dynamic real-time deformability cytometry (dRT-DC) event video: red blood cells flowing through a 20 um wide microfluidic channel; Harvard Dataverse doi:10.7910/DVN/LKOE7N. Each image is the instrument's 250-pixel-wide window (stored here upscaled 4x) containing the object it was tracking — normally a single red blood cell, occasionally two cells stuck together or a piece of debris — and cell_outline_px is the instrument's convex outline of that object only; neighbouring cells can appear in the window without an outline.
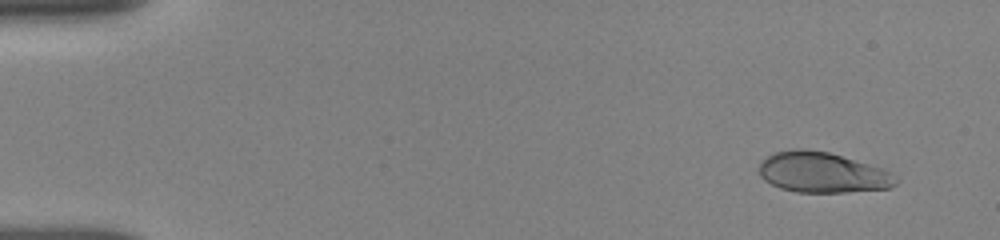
{"species": "human", "species_latin": "Homo sapiens", "temperature_condition": "room temperature", "stored_images_in_passage": 25, "camera_frame_rate_fps": 3000, "um_per_image_px": 0.085, "donor": {"sex": "female"}, "frame": {"image": 1, "passage_image": 2, "time_ms": 0.667, "image_size_px": [1000, 240], "cell_outline_px": [[900, 180], [896, 184], [888, 188], [848, 192], [796, 192], [780, 188], [764, 180], [760, 176], [760, 164], [768, 156], [776, 152], [796, 148], [800, 148], [828, 152], [880, 168], [888, 172]], "centroid_in_image_um": [69.88, 14.67], "position_along_channel_um": 15.1, "area_um2": 31.79}}
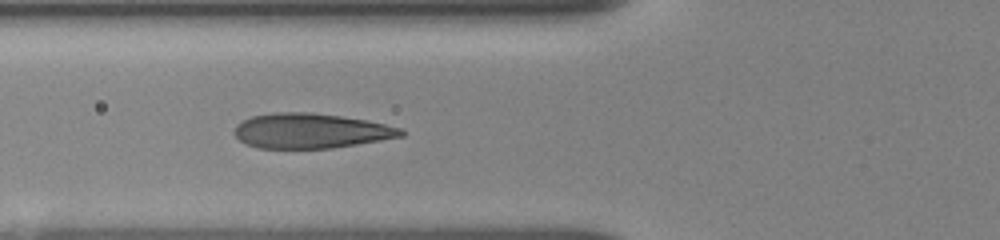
{"frame": {"image": 2, "passage_image": 22, "time_ms": 6.0, "image_size_px": [1000, 240], "cell_outline_px": [[404, 136], [332, 148], [260, 148], [248, 144], [240, 140], [232, 132], [236, 124], [252, 116], [276, 112], [312, 112], [340, 116], [364, 120], [404, 128]], "centroid_in_image_um": [26.4, 11.12], "position_along_channel_um": 99.4, "area_um2": 33.76}}
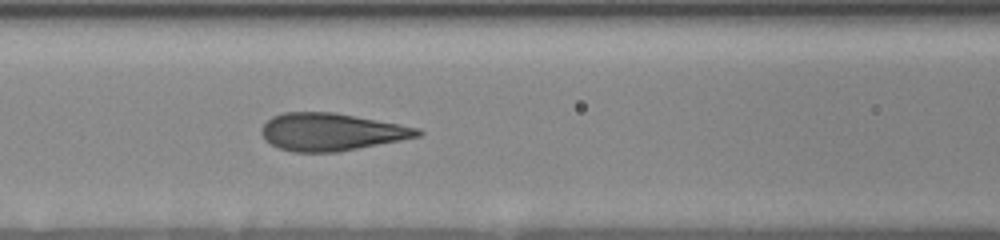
{"frame": {"image": 3, "passage_image": 25, "time_ms": 7.0, "image_size_px": [1000, 240], "cell_outline_px": [[424, 132], [420, 136], [400, 140], [336, 152], [292, 152], [280, 148], [264, 140], [260, 132], [260, 128], [272, 116], [284, 112], [336, 112], [420, 128]], "centroid_in_image_um": [28.14, 11.2], "position_along_channel_um": 138.5, "area_um2": 34.1}}